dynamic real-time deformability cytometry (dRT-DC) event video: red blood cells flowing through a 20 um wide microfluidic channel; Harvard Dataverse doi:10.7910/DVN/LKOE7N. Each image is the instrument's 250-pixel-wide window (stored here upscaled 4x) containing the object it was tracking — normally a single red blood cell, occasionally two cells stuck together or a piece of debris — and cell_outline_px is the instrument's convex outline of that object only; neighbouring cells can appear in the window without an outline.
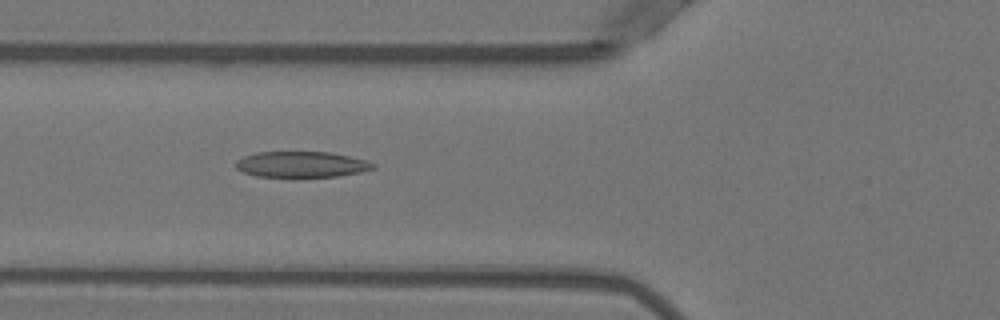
{"species": "Egyptian fruit bat (a non-hibernating species)", "species_latin": "Rousettus aegyptiacus", "temperature_condition": "warm", "stored_images_in_passage": 34, "camera_frame_rate_fps": 3000, "um_per_image_px": 0.085, "animal": {"sex": "female"}, "frame": {"image": 1, "passage_image": 6, "time_ms": 1.667, "image_size_px": [1000, 320], "cell_outline_px": [[376, 168], [360, 172], [336, 176], [300, 180], [292, 180], [256, 176], [244, 172], [236, 168], [236, 160], [244, 156], [256, 152], [332, 152], [364, 160], [372, 164]], "centroid_in_image_um": [25.56, 14.03], "position_along_channel_um": 100.2, "area_um2": 21.56}}
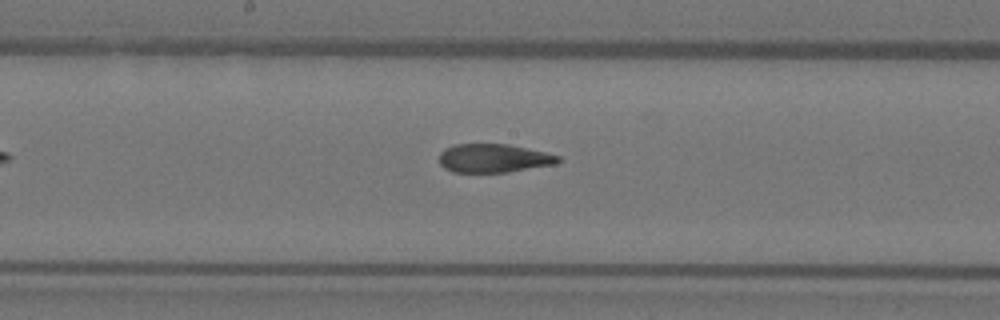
{"frame": {"image": 2, "passage_image": 14, "time_ms": 4.333, "image_size_px": [1000, 320], "cell_outline_px": [[560, 160], [556, 164], [508, 172], [452, 172], [444, 168], [440, 164], [440, 152], [444, 148], [452, 144], [508, 144], [544, 152], [560, 156]], "centroid_in_image_um": [41.93, 13.45], "position_along_channel_um": 206.3, "area_um2": 19.83}}
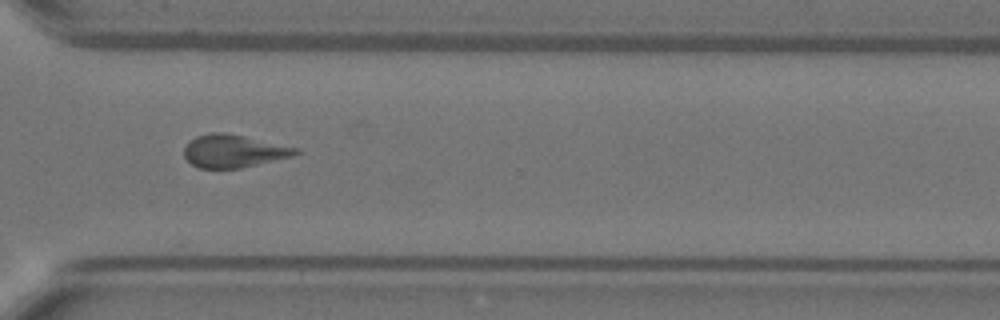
{"frame": {"image": 3, "passage_image": 25, "time_ms": 8.0, "image_size_px": [1000, 320], "cell_outline_px": [[300, 152], [292, 156], [240, 168], [200, 168], [192, 164], [184, 156], [184, 148], [196, 136], [212, 132], [224, 132], [244, 136], [300, 148]], "centroid_in_image_um": [19.87, 12.83], "position_along_channel_um": 350.7, "area_um2": 21.1}, "authors_computed_cell_mechanics": {"area_um2": 21.1548, "velocity_mm_per_s": 3.9532, "shape_relaxation_time_tau1_ms": null, "shape_relaxation_time_tau2_ms": 2.1323, "deformation_change_tau1": null, "deformation_change_tau2": 0.1061}}